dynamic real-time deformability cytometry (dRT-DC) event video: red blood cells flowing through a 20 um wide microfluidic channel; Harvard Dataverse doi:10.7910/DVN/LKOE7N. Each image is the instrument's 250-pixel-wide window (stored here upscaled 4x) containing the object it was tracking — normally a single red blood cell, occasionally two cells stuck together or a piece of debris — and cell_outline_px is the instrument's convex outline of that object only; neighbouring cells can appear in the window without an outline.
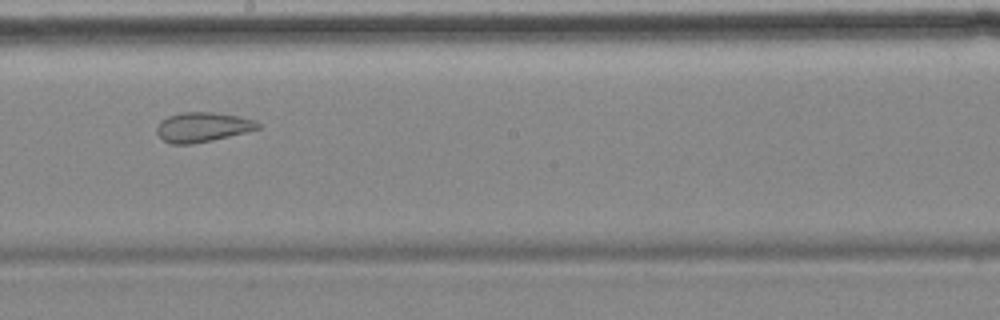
{"species": "common noctule bat (a hibernating species)", "species_latin": "Nyctalus noctula", "temperature_condition": "cold", "stored_images_in_passage": 9, "segment_of_instrument_passage": [2, 2], "camera_frame_rate_fps": 3000, "um_per_image_px": 0.085, "animal": {"sex": "female", "body_mass_g": 18.4}, "frame": {"image": 1, "passage_image": 8, "time_ms": 8.333, "image_size_px": [1000, 320], "cell_outline_px": [[260, 128], [212, 140], [192, 144], [172, 144], [164, 140], [156, 132], [156, 128], [160, 120], [168, 116], [180, 112], [212, 112], [240, 116], [256, 120], [260, 124]], "centroid_in_image_um": [17.2, 10.79], "position_along_channel_um": 231.0, "area_um2": 17.46}}
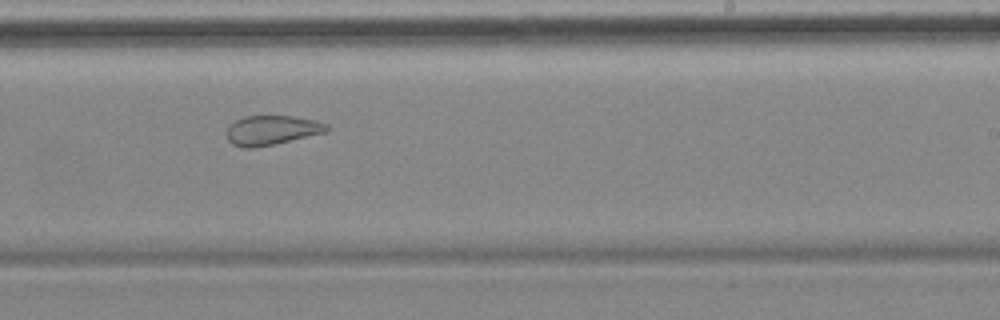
{"frame": {"image": 2, "passage_image": 9, "time_ms": 9.333, "image_size_px": [1000, 320], "cell_outline_px": [[332, 128], [328, 132], [256, 148], [244, 148], [232, 144], [228, 140], [228, 128], [236, 120], [244, 116], [292, 116], [316, 120], [328, 124]], "centroid_in_image_um": [23.17, 11.07], "position_along_channel_um": 265.8, "area_um2": 17.28}}